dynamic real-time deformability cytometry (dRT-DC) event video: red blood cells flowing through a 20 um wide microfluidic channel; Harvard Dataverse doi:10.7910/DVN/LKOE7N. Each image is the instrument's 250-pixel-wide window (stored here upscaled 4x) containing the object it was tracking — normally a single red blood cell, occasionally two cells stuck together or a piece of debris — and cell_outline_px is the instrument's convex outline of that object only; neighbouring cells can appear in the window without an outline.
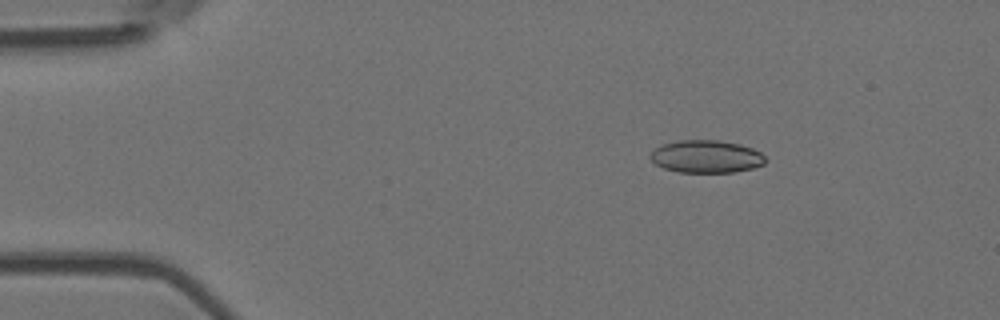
{"species": "Egyptian fruit bat (a non-hibernating species)", "species_latin": "Rousettus aegyptiacus", "temperature_condition": "room temperature", "stored_images_in_passage": 47, "camera_frame_rate_fps": 3000, "um_per_image_px": 0.085, "animal": {"sex": "female"}, "frame": {"image": 1, "passage_image": 2, "time_ms": 0.333, "image_size_px": [1000, 320], "cell_outline_px": [[764, 164], [752, 168], [732, 172], [680, 172], [664, 168], [656, 164], [648, 156], [660, 144], [680, 140], [720, 140], [740, 144], [752, 148], [760, 152], [764, 156]], "centroid_in_image_um": [60.01, 13.29], "position_along_channel_um": 25.0, "area_um2": 21.79}}
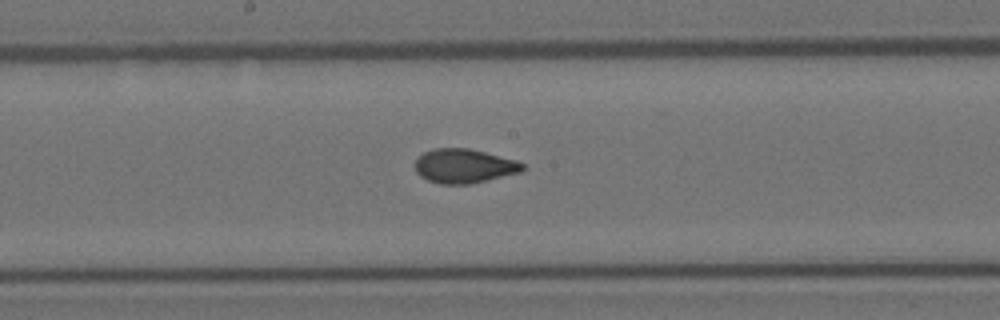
{"frame": {"image": 2, "passage_image": 22, "time_ms": 7.0, "image_size_px": [1000, 320], "cell_outline_px": [[524, 168], [520, 172], [472, 184], [440, 184], [428, 180], [420, 176], [416, 172], [416, 160], [424, 152], [436, 148], [468, 148], [516, 160], [524, 164]], "centroid_in_image_um": [39.44, 14.12], "position_along_channel_um": 208.8, "area_um2": 21.27}}
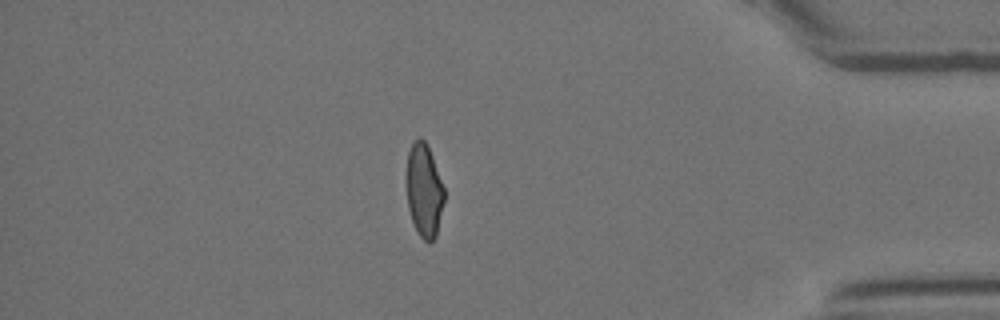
{"frame": {"image": 3, "passage_image": 40, "time_ms": 13.0, "image_size_px": [1000, 320], "cell_outline_px": [[444, 200], [436, 236], [428, 244], [416, 232], [408, 208], [408, 152], [412, 144], [420, 136], [428, 144], [444, 188]], "centroid_in_image_um": [36.07, 16.2], "position_along_channel_um": 399.1, "area_um2": 20.17}, "authors_computed_cell_mechanics": {"area_um2": 21.5594, "velocity_mm_per_s": 3.7885, "shape_relaxation_time_tau1_ms": null, "shape_relaxation_time_tau2_ms": 1.1035, "deformation_change_tau1": null, "deformation_change_tau2": 0.0515}}